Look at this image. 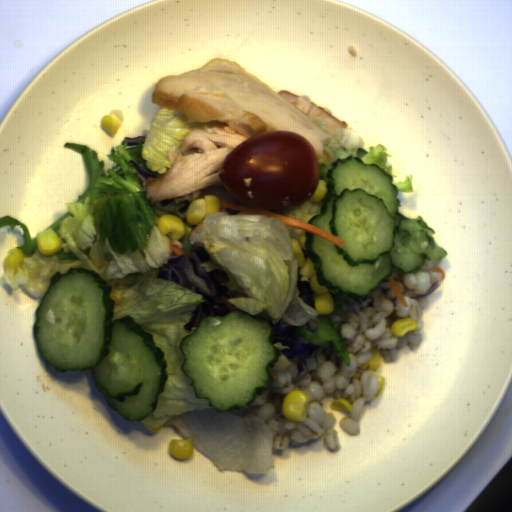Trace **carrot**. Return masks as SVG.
Instances as JSON below:
<instances>
[{
	"label": "carrot",
	"mask_w": 512,
	"mask_h": 512,
	"mask_svg": "<svg viewBox=\"0 0 512 512\" xmlns=\"http://www.w3.org/2000/svg\"><path fill=\"white\" fill-rule=\"evenodd\" d=\"M433 271H439L441 273V279L443 281L444 278H446L445 276V270L443 268H441L440 266H433Z\"/></svg>",
	"instance_id": "4"
},
{
	"label": "carrot",
	"mask_w": 512,
	"mask_h": 512,
	"mask_svg": "<svg viewBox=\"0 0 512 512\" xmlns=\"http://www.w3.org/2000/svg\"><path fill=\"white\" fill-rule=\"evenodd\" d=\"M219 201H220V207H226V208H230L233 210H237V211L242 212L243 214L266 215V217H277L281 221V223L284 225L291 226L294 228L304 230L309 233L316 234V235L330 241L331 243L337 245L341 249L346 247V243L344 242L343 239L333 235L332 233H330L328 231H325L321 228H318V227L311 225L309 223H306L304 221L294 219V218H291L288 216H284V215L278 214V213L273 212L268 209L245 206V205H242V204L230 201V200H226V199L219 200Z\"/></svg>",
	"instance_id": "1"
},
{
	"label": "carrot",
	"mask_w": 512,
	"mask_h": 512,
	"mask_svg": "<svg viewBox=\"0 0 512 512\" xmlns=\"http://www.w3.org/2000/svg\"><path fill=\"white\" fill-rule=\"evenodd\" d=\"M387 277H388L387 282H388L389 286L391 287L392 291L395 293L399 303L403 307H408L407 302H406L404 296L402 295V293H401V291H400V289H399V287H398L394 277L391 274L388 275Z\"/></svg>",
	"instance_id": "2"
},
{
	"label": "carrot",
	"mask_w": 512,
	"mask_h": 512,
	"mask_svg": "<svg viewBox=\"0 0 512 512\" xmlns=\"http://www.w3.org/2000/svg\"><path fill=\"white\" fill-rule=\"evenodd\" d=\"M170 249L173 253V255H182V254H186L188 257H190L191 259L194 260L193 256H192V253L191 251L185 249L184 247L183 248H180L179 245L177 244H170Z\"/></svg>",
	"instance_id": "3"
}]
</instances>
